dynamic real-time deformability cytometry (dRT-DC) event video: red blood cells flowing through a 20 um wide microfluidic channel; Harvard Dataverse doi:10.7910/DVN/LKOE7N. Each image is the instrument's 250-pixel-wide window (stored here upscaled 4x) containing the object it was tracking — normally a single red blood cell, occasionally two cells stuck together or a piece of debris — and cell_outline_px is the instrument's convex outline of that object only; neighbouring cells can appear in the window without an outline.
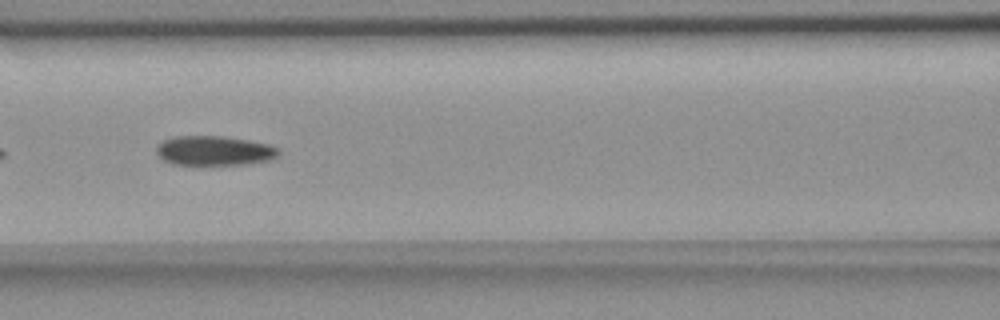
{"species": "common noctule bat (a hibernating species)", "species_latin": "Nyctalus noctula", "temperature_condition": "room temperature", "stored_images_in_passage": 12, "camera_frame_rate_fps": 3000, "um_per_image_px": 0.085, "animal": {"sex": "female", "body_mass_g": 18.4}, "frame": {"image": 1, "passage_image": 9, "time_ms": 2.667, "image_size_px": [1000, 320], "cell_outline_px": [[280, 152], [276, 156], [268, 160], [244, 164], [172, 164], [164, 160], [156, 152], [156, 148], [164, 140], [176, 136], [224, 136], [248, 140], [268, 144], [280, 148]], "centroid_in_image_um": [18.23, 12.8], "position_along_channel_um": 148.4, "area_um2": 20.81}}